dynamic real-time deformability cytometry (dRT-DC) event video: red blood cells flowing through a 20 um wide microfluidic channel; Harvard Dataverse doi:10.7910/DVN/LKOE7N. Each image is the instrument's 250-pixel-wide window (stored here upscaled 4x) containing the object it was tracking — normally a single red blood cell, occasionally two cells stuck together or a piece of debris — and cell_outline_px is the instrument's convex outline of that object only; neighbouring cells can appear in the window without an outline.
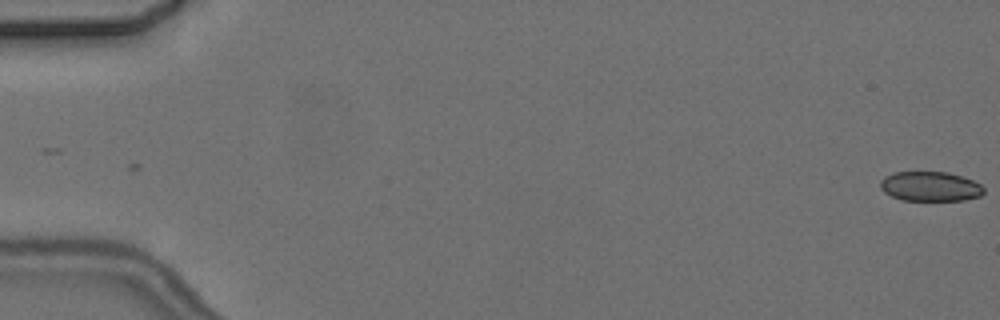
{"species": "common noctule bat (a hibernating species)", "species_latin": "Nyctalus noctula", "temperature_condition": "cold", "stored_images_in_passage": 6, "camera_frame_rate_fps": 3000, "um_per_image_px": 0.085, "animal": {"sex": "female", "body_mass_g": 24.6, "forearm_length_mm": 56.2}, "frame": {"image": 1, "passage_image": 1, "time_ms": 0.0, "image_size_px": [1000, 320], "cell_outline_px": [[984, 192], [980, 196], [964, 200], [904, 200], [892, 196], [884, 192], [880, 188], [880, 180], [884, 176], [892, 172], [948, 172], [972, 180], [980, 184], [984, 188]], "centroid_in_image_um": [79.05, 15.84], "position_along_channel_um": 6.0, "area_um2": 17.86}}